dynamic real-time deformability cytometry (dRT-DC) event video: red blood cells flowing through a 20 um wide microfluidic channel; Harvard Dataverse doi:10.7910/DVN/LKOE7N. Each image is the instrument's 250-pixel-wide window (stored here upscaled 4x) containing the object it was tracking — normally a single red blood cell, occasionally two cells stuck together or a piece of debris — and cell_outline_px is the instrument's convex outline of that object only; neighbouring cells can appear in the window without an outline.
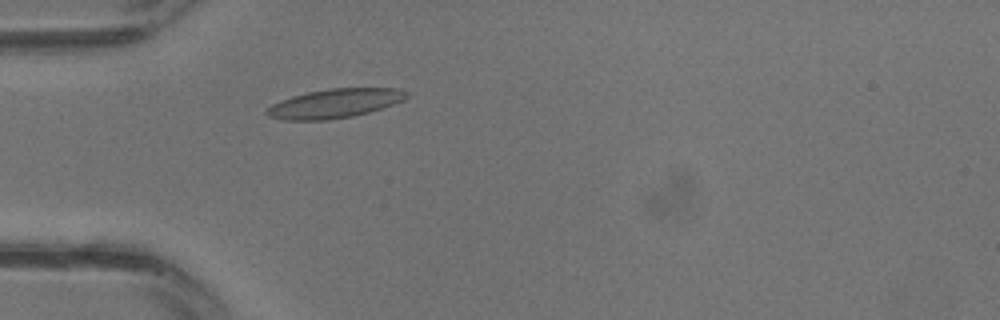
{"species": "common noctule bat (a hibernating species)", "species_latin": "Nyctalus noctula", "temperature_condition": "warm", "stored_images_in_passage": 29, "camera_frame_rate_fps": 3000, "um_per_image_px": 0.085, "animal": {"sex": "male", "body_mass_g": 13.3}, "frame": {"image": 1, "passage_image": 7, "time_ms": 2.0, "image_size_px": [1000, 320], "cell_outline_px": [[408, 96], [404, 100], [368, 112], [352, 116], [328, 120], [284, 120], [268, 116], [264, 112], [272, 104], [292, 96], [308, 92], [328, 88], [396, 88], [408, 92]], "centroid_in_image_um": [28.43, 8.79], "position_along_channel_um": 56.6, "area_um2": 23.52}}
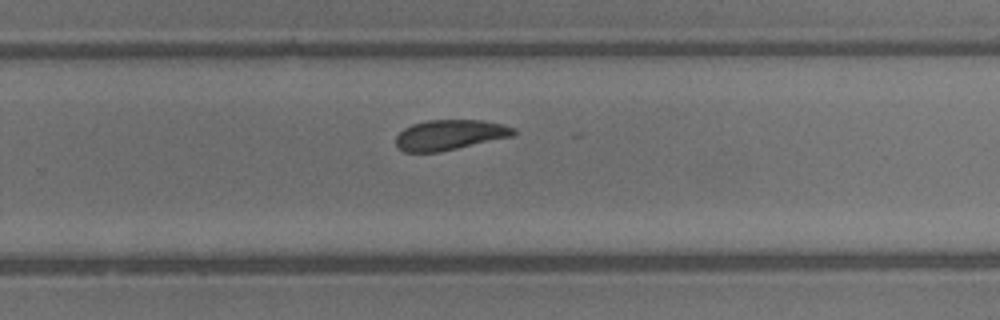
{"frame": {"image": 2, "passage_image": 18, "time_ms": 5.667, "image_size_px": [1000, 320], "cell_outline_px": [[516, 132], [512, 136], [440, 152], [404, 152], [396, 148], [396, 136], [404, 128], [412, 124], [428, 120], [484, 120], [516, 128]], "centroid_in_image_um": [38.2, 11.47], "position_along_channel_um": 291.6, "area_um2": 20.75}}
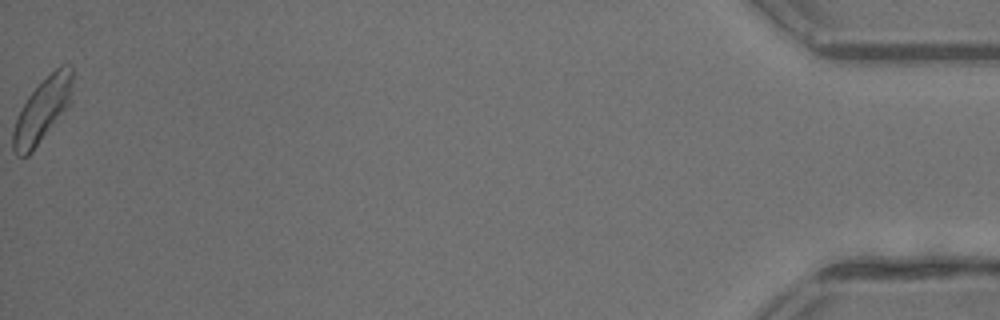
{"frame": {"image": 3, "passage_image": 29, "time_ms": 9.333, "image_size_px": [1000, 320], "cell_outline_px": [[72, 80], [68, 108], [32, 152], [28, 156], [16, 156], [12, 148], [12, 132], [16, 120], [28, 96], [60, 64], [72, 64]], "centroid_in_image_um": [3.59, 9.39], "position_along_channel_um": 431.6, "area_um2": 21.85}}